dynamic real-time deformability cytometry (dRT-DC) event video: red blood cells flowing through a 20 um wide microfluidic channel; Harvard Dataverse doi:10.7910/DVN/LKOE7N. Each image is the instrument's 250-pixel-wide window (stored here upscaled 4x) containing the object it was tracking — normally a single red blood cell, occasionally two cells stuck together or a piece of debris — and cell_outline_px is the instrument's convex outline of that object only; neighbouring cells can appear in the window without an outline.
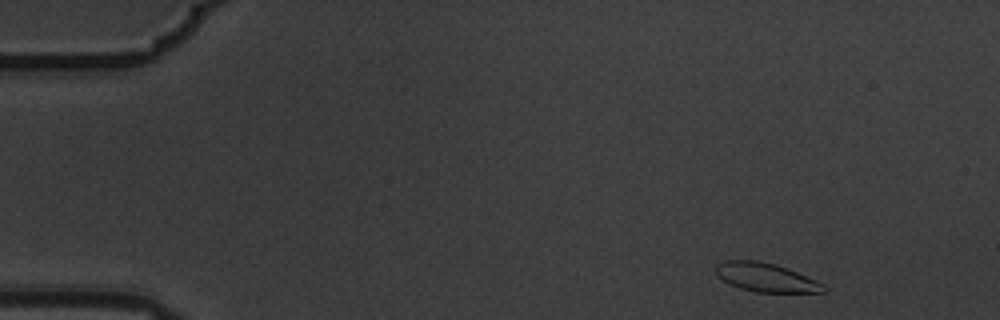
{"species": "common noctule bat (a hibernating species)", "species_latin": "Nyctalus noctula", "temperature_condition": "warm", "stored_images_in_passage": 9, "camera_frame_rate_fps": 3000, "um_per_image_px": 0.085, "animal": {"sex": "male", "body_mass_g": 19.5, "forearm_length_mm": 54.6}, "frame": {"image": 1, "passage_image": 1, "time_ms": 0.0, "image_size_px": [1000, 320], "cell_outline_px": [[828, 292], [756, 292], [740, 288], [728, 284], [716, 276], [716, 264], [724, 260], [756, 260], [776, 264], [816, 280], [824, 284], [828, 288]], "centroid_in_image_um": [65.09, 23.58], "position_along_channel_um": 19.9, "area_um2": 18.21}}
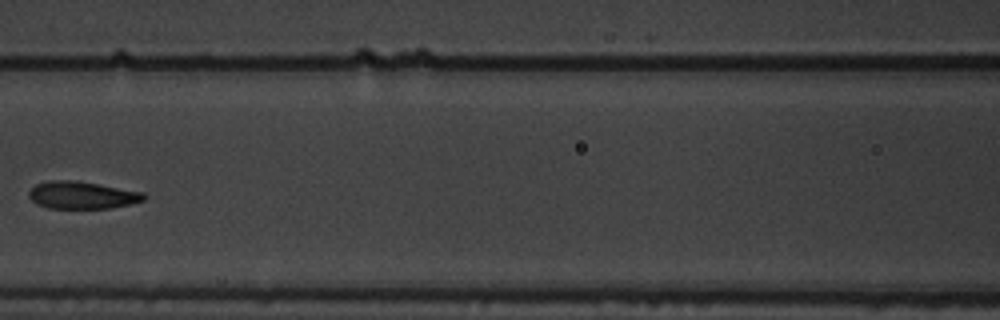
{"frame": {"image": 2, "passage_image": 6, "time_ms": 1.667, "image_size_px": [1000, 320], "cell_outline_px": [[148, 196], [144, 200], [132, 204], [108, 208], [48, 208], [36, 204], [28, 196], [28, 192], [36, 184], [48, 180], [76, 180], [100, 184], [144, 192]], "centroid_in_image_um": [6.99, 16.58], "position_along_channel_um": 159.6, "area_um2": 18.55}}
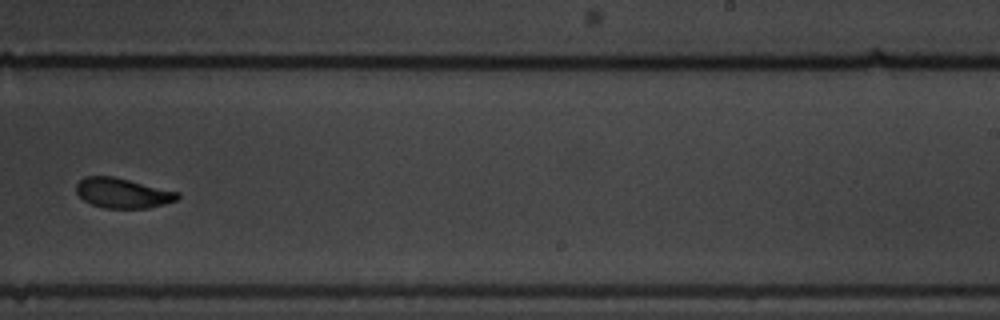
{"frame": {"image": 3, "passage_image": 9, "time_ms": 2.667, "image_size_px": [1000, 320], "cell_outline_px": [[180, 196], [176, 200], [164, 204], [148, 208], [104, 208], [92, 204], [84, 200], [76, 192], [76, 184], [84, 176], [112, 176], [180, 192]], "centroid_in_image_um": [10.42, 16.41], "position_along_channel_um": 278.6, "area_um2": 17.63}}